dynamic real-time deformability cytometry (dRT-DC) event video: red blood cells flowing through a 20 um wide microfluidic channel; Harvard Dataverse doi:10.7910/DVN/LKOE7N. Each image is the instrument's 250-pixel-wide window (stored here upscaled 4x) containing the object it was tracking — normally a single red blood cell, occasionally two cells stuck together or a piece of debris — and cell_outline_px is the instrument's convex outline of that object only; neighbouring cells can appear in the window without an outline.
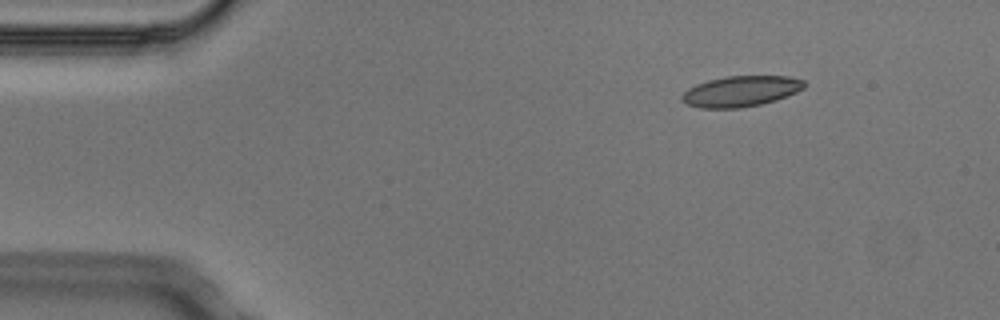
{"species": "Egyptian fruit bat (a non-hibernating species)", "species_latin": "Rousettus aegyptiacus", "temperature_condition": "cold", "stored_images_in_passage": 5, "segment_of_instrument_passage": [1, 2], "camera_frame_rate_fps": 3000, "um_per_image_px": 0.085, "animal": {"sex": "male"}, "frame": {"image": 1, "passage_image": 2, "time_ms": 0.333, "image_size_px": [1000, 320], "cell_outline_px": [[804, 88], [796, 92], [776, 100], [760, 104], [740, 108], [700, 108], [688, 104], [680, 100], [680, 96], [688, 88], [696, 84], [708, 80], [728, 76], [788, 76], [804, 80]], "centroid_in_image_um": [62.94, 7.76], "position_along_channel_um": 22.1, "area_um2": 21.85}}